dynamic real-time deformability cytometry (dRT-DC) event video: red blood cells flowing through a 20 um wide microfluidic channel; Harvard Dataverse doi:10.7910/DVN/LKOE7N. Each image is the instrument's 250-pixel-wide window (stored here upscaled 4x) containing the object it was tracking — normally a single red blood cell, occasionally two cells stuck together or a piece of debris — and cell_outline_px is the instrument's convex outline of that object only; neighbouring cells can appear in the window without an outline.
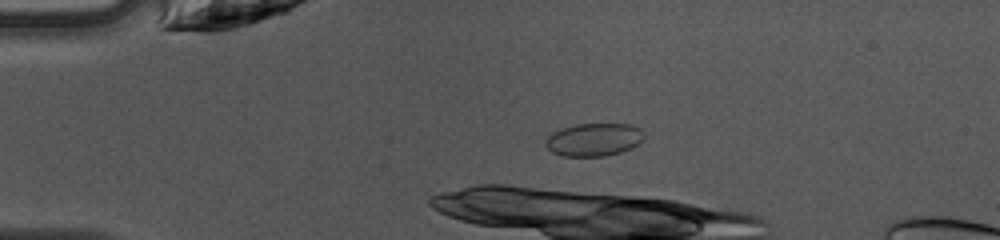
{"species": "common noctule bat (a hibernating species)", "species_latin": "Nyctalus noctula", "temperature_condition": "warm", "stored_images_in_passage": 13, "camera_frame_rate_fps": 3000, "um_per_image_px": 0.085, "animal": {"sex": "female", "body_mass_g": 10.0, "forearm_length_mm": 53.1}, "frame": {"image": 1, "passage_image": 11, "time_ms": 3.333, "image_size_px": [1000, 240], "cell_outline_px": [[644, 140], [632, 148], [620, 152], [604, 156], [564, 156], [552, 152], [544, 144], [544, 140], [552, 132], [560, 128], [576, 124], [632, 124], [640, 128], [644, 132]], "centroid_in_image_um": [50.48, 11.86], "position_along_channel_um": 34.5, "area_um2": 19.13}}